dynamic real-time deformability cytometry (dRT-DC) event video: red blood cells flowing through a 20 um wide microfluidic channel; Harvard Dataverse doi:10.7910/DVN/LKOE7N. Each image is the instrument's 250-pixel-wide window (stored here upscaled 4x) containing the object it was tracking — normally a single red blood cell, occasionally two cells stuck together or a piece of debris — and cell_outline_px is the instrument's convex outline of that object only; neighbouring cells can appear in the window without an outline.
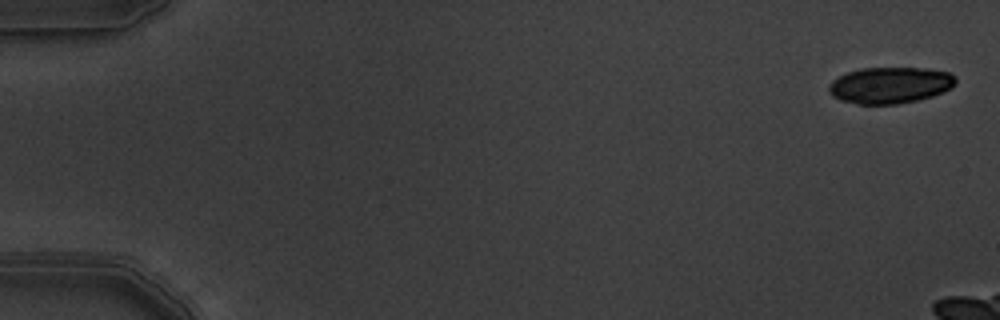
{"species": "common noctule bat (a hibernating species)", "species_latin": "Nyctalus noctula", "temperature_condition": "warm", "stored_images_in_passage": 4, "camera_frame_rate_fps": 3000, "um_per_image_px": 0.085, "animal": {"sex": "male", "body_mass_g": 19.5, "forearm_length_mm": 54.6}, "frame": {"image": 1, "passage_image": 1, "time_ms": 0.0, "image_size_px": [1000, 320], "cell_outline_px": [[956, 84], [952, 88], [932, 96], [916, 100], [896, 104], [860, 104], [840, 100], [832, 96], [828, 92], [828, 84], [832, 80], [848, 72], [860, 68], [924, 68], [948, 72], [956, 76]], "centroid_in_image_um": [75.65, 7.24], "position_along_channel_um": 9.4, "area_um2": 26.93}}